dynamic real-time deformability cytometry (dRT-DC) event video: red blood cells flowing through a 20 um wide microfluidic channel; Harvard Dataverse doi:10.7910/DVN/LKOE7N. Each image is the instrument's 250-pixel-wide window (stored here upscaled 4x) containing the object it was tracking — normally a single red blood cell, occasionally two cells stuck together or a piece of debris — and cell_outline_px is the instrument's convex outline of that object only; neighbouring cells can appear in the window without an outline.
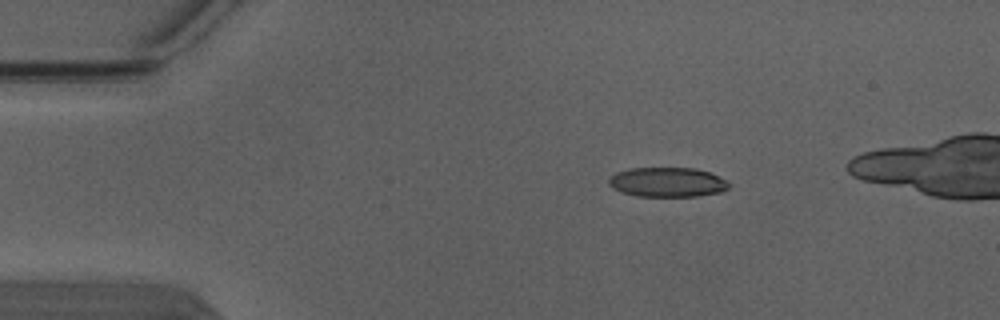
{"species": "Egyptian fruit bat (a non-hibernating species)", "species_latin": "Rousettus aegyptiacus", "temperature_condition": "warm", "stored_images_in_passage": 4, "camera_frame_rate_fps": 3000, "um_per_image_px": 0.085, "animal": {"sex": "male"}, "frame": {"image": 1, "passage_image": 1, "time_ms": 0.0, "image_size_px": [1000, 320], "cell_outline_px": [[732, 184], [728, 188], [720, 192], [700, 196], [636, 196], [620, 192], [612, 188], [608, 184], [608, 180], [616, 172], [628, 168], [696, 168], [708, 172], [728, 180]], "centroid_in_image_um": [56.73, 15.48], "position_along_channel_um": 28.3, "area_um2": 20.92}}
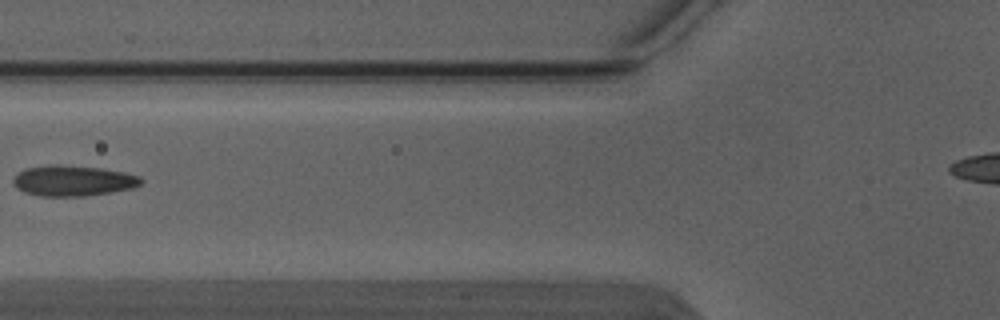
{"frame": {"image": 2, "passage_image": 4, "time_ms": 1.0, "image_size_px": [1000, 320], "cell_outline_px": [[144, 180], [140, 184], [132, 188], [112, 192], [84, 196], [40, 196], [24, 192], [16, 188], [12, 184], [12, 180], [24, 168], [56, 164], [100, 168], [124, 172], [140, 176]], "centroid_in_image_um": [6.2, 15.36], "position_along_channel_um": 119.6, "area_um2": 22.83}}